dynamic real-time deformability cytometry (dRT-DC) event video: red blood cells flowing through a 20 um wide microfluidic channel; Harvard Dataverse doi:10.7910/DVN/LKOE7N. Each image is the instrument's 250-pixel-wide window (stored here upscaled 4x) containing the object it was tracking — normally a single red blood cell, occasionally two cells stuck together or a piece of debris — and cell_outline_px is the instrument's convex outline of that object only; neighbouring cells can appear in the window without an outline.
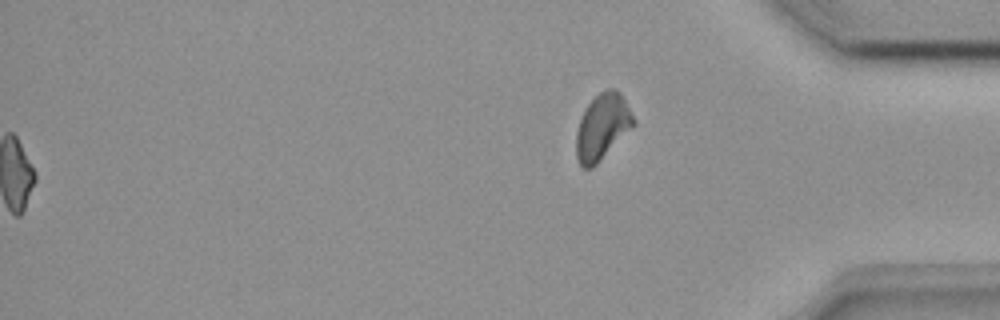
{"species": "common noctule bat (a hibernating species)", "species_latin": "Nyctalus noctula", "temperature_condition": "room temperature", "stored_images_in_passage": 50, "segment_of_instrument_passage": [2, 2], "camera_frame_rate_fps": 3000, "um_per_image_px": 0.085, "animal": {"sex": "female", "body_mass_g": 18.4}, "frame": {"image": 1, "passage_image": 50, "time_ms": 16.333, "image_size_px": [1000, 320], "cell_outline_px": [[636, 124], [592, 168], [584, 168], [580, 164], [576, 156], [576, 132], [584, 108], [604, 88], [612, 88], [620, 92], [636, 120]], "centroid_in_image_um": [51.2, 10.76], "position_along_channel_um": 384.0, "area_um2": 21.91}}